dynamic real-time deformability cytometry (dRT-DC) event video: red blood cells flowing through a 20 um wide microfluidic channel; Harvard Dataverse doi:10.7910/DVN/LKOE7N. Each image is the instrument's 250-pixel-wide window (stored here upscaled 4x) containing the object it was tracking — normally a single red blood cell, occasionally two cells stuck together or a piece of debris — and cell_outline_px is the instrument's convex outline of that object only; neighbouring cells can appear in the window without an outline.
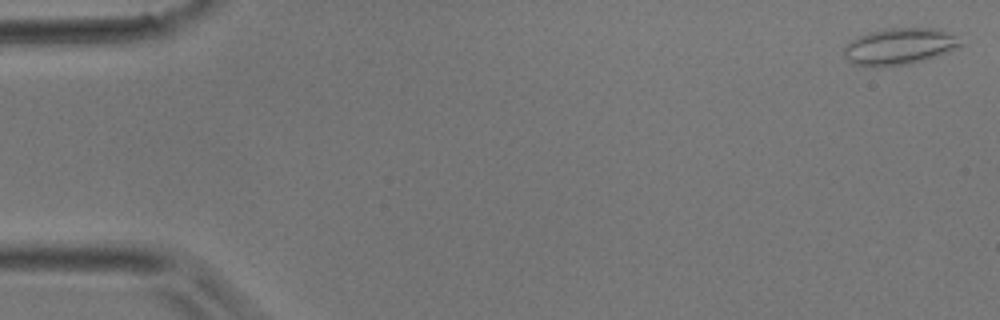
{"species": "common noctule bat (a hibernating species)", "species_latin": "Nyctalus noctula", "temperature_condition": "room temperature", "stored_images_in_passage": 44, "camera_frame_rate_fps": 3000, "um_per_image_px": 0.085, "animal": {"sex": "male", "body_mass_g": 17.9}, "frame": {"image": 1, "passage_image": 1, "time_ms": 0.0, "image_size_px": [1000, 320], "cell_outline_px": [[964, 44], [948, 52], [924, 60], [908, 64], [876, 68], [872, 68], [852, 64], [844, 56], [844, 48], [852, 40], [868, 32], [884, 28], [940, 28], [956, 36]], "centroid_in_image_um": [76.44, 3.95], "position_along_channel_um": 8.6, "area_um2": 25.14}}
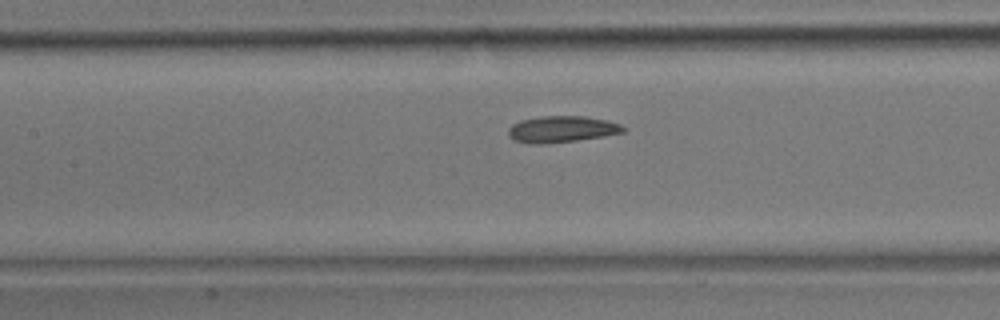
{"frame": {"image": 2, "passage_image": 20, "time_ms": 6.333, "image_size_px": [1000, 320], "cell_outline_px": [[624, 132], [604, 136], [576, 140], [544, 144], [528, 144], [512, 140], [508, 136], [508, 128], [512, 124], [520, 120], [540, 116], [584, 116], [608, 120], [620, 124], [624, 128]], "centroid_in_image_um": [47.69, 10.98], "position_along_channel_um": 159.7, "area_um2": 17.86}}
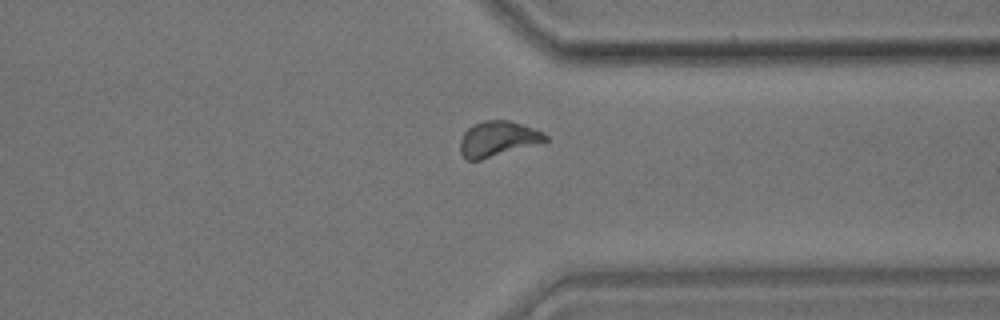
{"frame": {"image": 3, "passage_image": 34, "time_ms": 11.0, "image_size_px": [1000, 320], "cell_outline_px": [[548, 140], [480, 160], [464, 160], [460, 152], [460, 140], [464, 132], [472, 124], [484, 120], [508, 120], [532, 128], [548, 136]], "centroid_in_image_um": [42.23, 11.8], "position_along_channel_um": 369.2, "area_um2": 17.22}}